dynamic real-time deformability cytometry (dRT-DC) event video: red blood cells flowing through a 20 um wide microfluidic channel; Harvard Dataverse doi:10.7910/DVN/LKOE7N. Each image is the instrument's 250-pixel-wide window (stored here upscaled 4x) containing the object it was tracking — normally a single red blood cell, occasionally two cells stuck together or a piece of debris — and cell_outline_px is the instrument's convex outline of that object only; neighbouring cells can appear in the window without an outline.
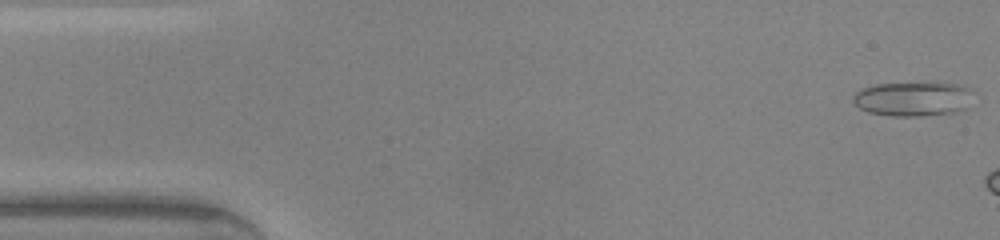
{"species": "common noctule bat (a hibernating species)", "species_latin": "Nyctalus noctula", "temperature_condition": "warm", "stored_images_in_passage": 9, "camera_frame_rate_fps": 3000, "um_per_image_px": 0.085, "animal": {"sex": "male", "body_mass_g": 20.0, "forearm_length_mm": 53.3}, "frame": {"image": 1, "passage_image": 1, "time_ms": 0.0, "image_size_px": [1000, 240], "cell_outline_px": [[968, 108], [956, 112], [920, 116], [892, 116], [868, 112], [860, 108], [852, 100], [852, 96], [856, 92], [864, 88], [876, 84], [936, 80], [960, 84], [968, 88]], "centroid_in_image_um": [77.6, 8.36], "position_along_channel_um": 7.4, "area_um2": 24.68}}